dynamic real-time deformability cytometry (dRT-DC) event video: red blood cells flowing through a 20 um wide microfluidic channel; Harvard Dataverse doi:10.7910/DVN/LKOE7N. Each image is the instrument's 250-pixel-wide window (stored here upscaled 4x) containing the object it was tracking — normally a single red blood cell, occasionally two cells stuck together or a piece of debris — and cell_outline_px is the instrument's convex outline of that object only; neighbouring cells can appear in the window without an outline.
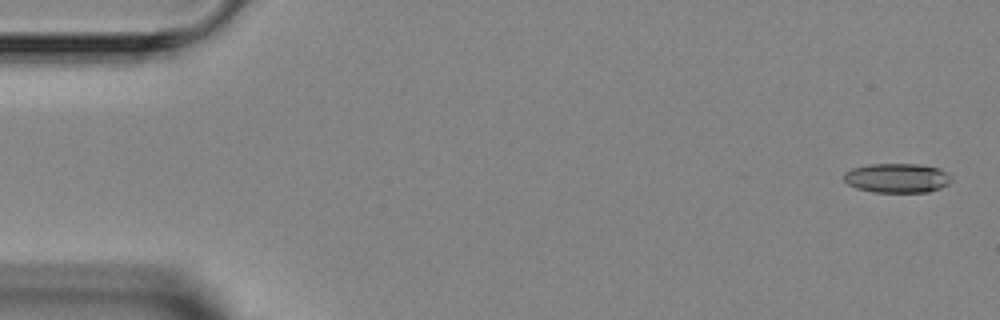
{"species": "Egyptian fruit bat (a non-hibernating species)", "species_latin": "Rousettus aegyptiacus", "temperature_condition": "room temperature", "stored_images_in_passage": 5, "camera_frame_rate_fps": 3000, "um_per_image_px": 0.085, "animal": {"sex": "female"}, "frame": {"image": 1, "passage_image": 1, "time_ms": 0.0, "image_size_px": [1000, 320], "cell_outline_px": [[952, 180], [948, 184], [940, 188], [928, 192], [872, 192], [856, 188], [848, 184], [844, 180], [844, 172], [852, 168], [868, 164], [916, 164], [940, 168], [948, 172], [952, 176]], "centroid_in_image_um": [76.27, 15.13], "position_along_channel_um": 8.7, "area_um2": 18.61}}
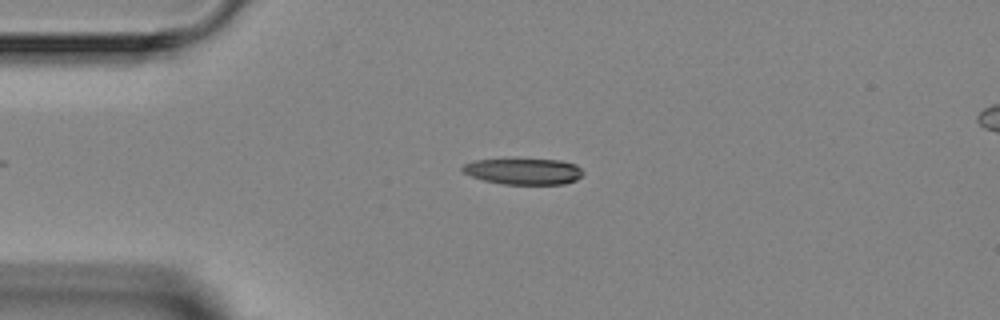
{"frame": {"image": 2, "passage_image": 4, "time_ms": 3.333, "image_size_px": [1000, 320], "cell_outline_px": [[584, 172], [576, 180], [564, 184], [504, 184], [484, 180], [472, 176], [464, 172], [460, 168], [464, 164], [472, 160], [516, 156], [560, 160], [576, 164]], "centroid_in_image_um": [44.47, 14.5], "position_along_channel_um": 40.5, "area_um2": 19.36}}